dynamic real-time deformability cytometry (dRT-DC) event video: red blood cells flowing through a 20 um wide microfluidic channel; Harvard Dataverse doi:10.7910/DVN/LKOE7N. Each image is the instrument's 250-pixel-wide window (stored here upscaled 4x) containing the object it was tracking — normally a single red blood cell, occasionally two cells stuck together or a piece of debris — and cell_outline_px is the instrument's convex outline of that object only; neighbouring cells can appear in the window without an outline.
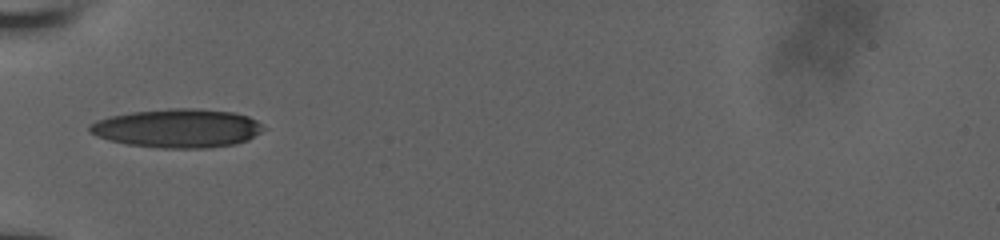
{"species": "human", "species_latin": "Homo sapiens", "temperature_condition": "room temperature", "stored_images_in_passage": 12, "camera_frame_rate_fps": 3000, "um_per_image_px": 0.085, "donor": {"sex": "male"}, "frame": {"image": 1, "passage_image": 1, "time_ms": 0.0, "image_size_px": [1000, 240], "cell_outline_px": [[268, 128], [248, 140], [236, 144], [208, 148], [160, 148], [128, 144], [108, 140], [96, 136], [88, 132], [88, 124], [96, 120], [108, 116], [132, 112], [168, 108], [196, 108], [232, 112], [248, 116], [256, 120]], "centroid_in_image_um": [15.08, 10.9], "position_along_channel_um": 69.9, "area_um2": 39.65}}
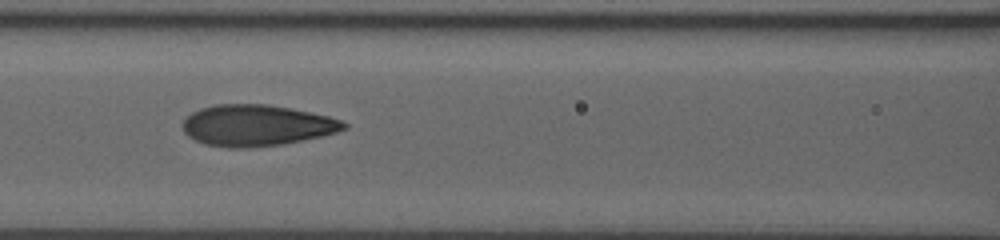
{"frame": {"image": 2, "passage_image": 7, "time_ms": 2.0, "image_size_px": [1000, 240], "cell_outline_px": [[348, 128], [336, 132], [320, 136], [284, 144], [248, 148], [228, 148], [204, 144], [188, 136], [184, 132], [180, 124], [184, 116], [200, 108], [216, 104], [268, 104], [328, 116], [340, 120], [348, 124]], "centroid_in_image_um": [21.74, 10.66], "position_along_channel_um": 144.9, "area_um2": 38.9}}
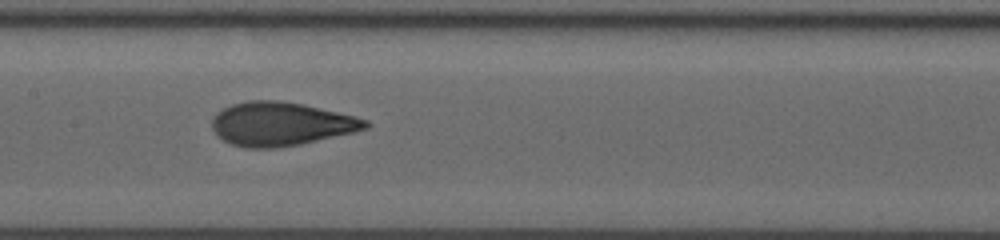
{"frame": {"image": 3, "passage_image": 11, "time_ms": 3.0, "image_size_px": [1000, 240], "cell_outline_px": [[372, 124], [368, 128], [352, 132], [300, 144], [280, 148], [244, 148], [232, 144], [216, 136], [212, 128], [212, 116], [216, 112], [232, 104], [248, 100], [280, 100], [300, 104], [356, 116], [368, 120]], "centroid_in_image_um": [23.84, 10.54], "position_along_channel_um": 183.6, "area_um2": 39.07}}